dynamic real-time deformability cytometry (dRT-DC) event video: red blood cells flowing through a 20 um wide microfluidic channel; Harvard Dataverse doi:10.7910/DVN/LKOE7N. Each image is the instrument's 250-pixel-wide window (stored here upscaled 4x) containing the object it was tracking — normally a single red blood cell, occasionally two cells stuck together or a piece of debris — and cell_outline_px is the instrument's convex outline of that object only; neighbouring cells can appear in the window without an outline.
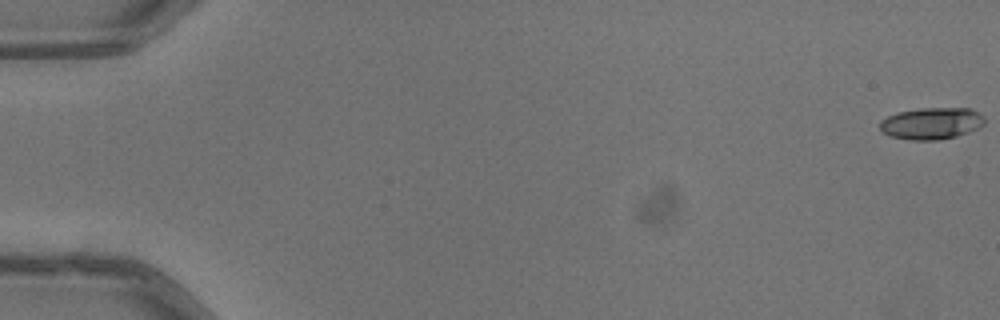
{"species": "common noctule bat (a hibernating species)", "species_latin": "Nyctalus noctula", "temperature_condition": "warm", "stored_images_in_passage": 7, "camera_frame_rate_fps": 3000, "um_per_image_px": 0.085, "animal": {"sex": "male", "body_mass_g": 13.3}, "frame": {"image": 1, "passage_image": 1, "time_ms": 0.0, "image_size_px": [1000, 320], "cell_outline_px": [[984, 124], [976, 128], [956, 136], [936, 140], [912, 140], [892, 136], [884, 132], [880, 128], [880, 120], [896, 112], [920, 108], [972, 108], [984, 116]], "centroid_in_image_um": [79.17, 10.47], "position_along_channel_um": 5.8, "area_um2": 19.25}}